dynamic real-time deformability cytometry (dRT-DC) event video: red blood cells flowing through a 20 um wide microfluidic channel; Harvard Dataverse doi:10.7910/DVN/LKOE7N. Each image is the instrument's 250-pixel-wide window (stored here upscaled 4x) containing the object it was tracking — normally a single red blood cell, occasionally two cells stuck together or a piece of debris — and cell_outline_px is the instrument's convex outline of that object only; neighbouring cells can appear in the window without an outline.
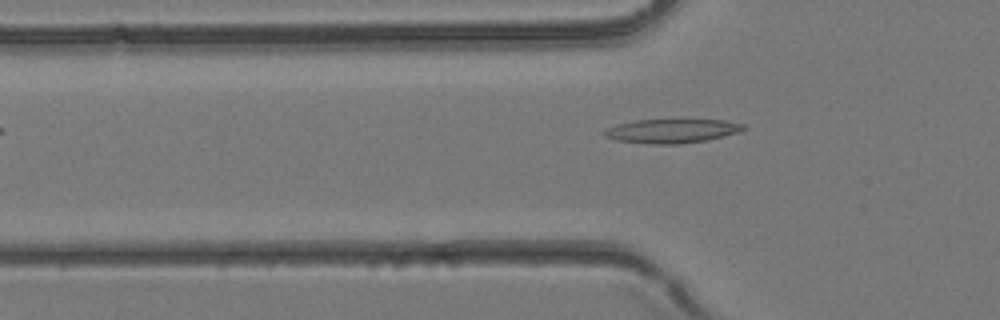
{"species": "common noctule bat (a hibernating species)", "species_latin": "Nyctalus noctula", "temperature_condition": "room temperature", "stored_images_in_passage": 4, "camera_frame_rate_fps": 3000, "um_per_image_px": 0.085, "animal": {"sex": "female", "body_mass_g": 24.6, "forearm_length_mm": 56.2}, "frame": {"image": 1, "passage_image": 3, "time_ms": 0.667, "image_size_px": [1000, 320], "cell_outline_px": [[748, 128], [740, 132], [708, 140], [680, 144], [648, 144], [616, 140], [604, 136], [600, 132], [616, 124], [636, 120], [724, 120], [744, 124]], "centroid_in_image_um": [57.11, 11.14], "position_along_channel_um": 68.7, "area_um2": 19.65}}
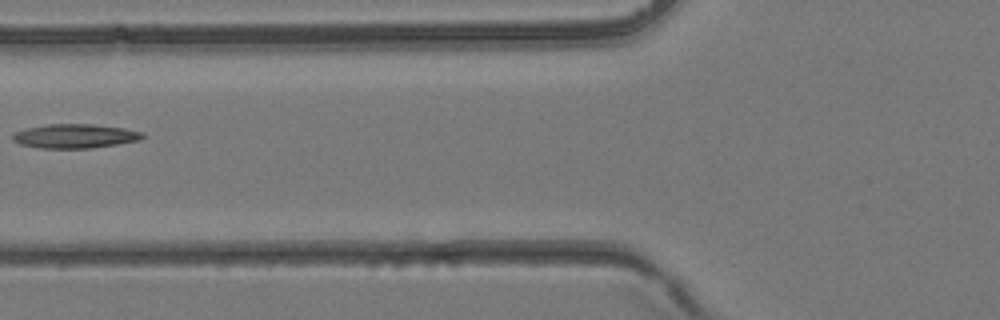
{"frame": {"image": 2, "passage_image": 4, "time_ms": 1.0, "image_size_px": [1000, 320], "cell_outline_px": [[144, 136], [140, 140], [92, 148], [40, 148], [20, 144], [12, 140], [12, 136], [16, 132], [24, 128], [48, 124], [92, 124], [124, 128], [144, 132]], "centroid_in_image_um": [6.36, 11.56], "position_along_channel_um": 119.4, "area_um2": 18.26}}